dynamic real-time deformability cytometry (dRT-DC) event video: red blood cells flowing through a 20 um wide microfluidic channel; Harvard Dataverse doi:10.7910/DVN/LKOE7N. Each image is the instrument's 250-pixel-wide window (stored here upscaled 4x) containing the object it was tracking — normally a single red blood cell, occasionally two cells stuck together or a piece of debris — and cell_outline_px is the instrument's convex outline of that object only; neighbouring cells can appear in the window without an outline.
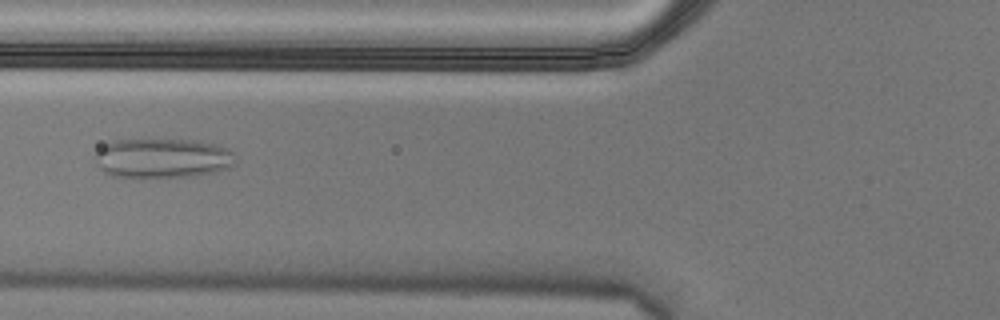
{"species": "Egyptian fruit bat (a non-hibernating species)", "species_latin": "Rousettus aegyptiacus", "temperature_condition": "cold", "stored_images_in_passage": 46, "camera_frame_rate_fps": 3000, "um_per_image_px": 0.085, "animal": {"sex": "male"}, "frame": {"image": 1, "passage_image": 13, "time_ms": 4.0, "image_size_px": [1000, 320], "cell_outline_px": [[236, 164], [228, 168], [196, 176], [140, 180], [112, 176], [104, 172], [100, 168], [96, 160], [96, 152], [104, 144], [112, 140], [140, 136], [192, 140], [216, 144], [228, 148], [232, 152]], "centroid_in_image_um": [13.75, 13.43], "position_along_channel_um": 112.0, "area_um2": 34.39}}
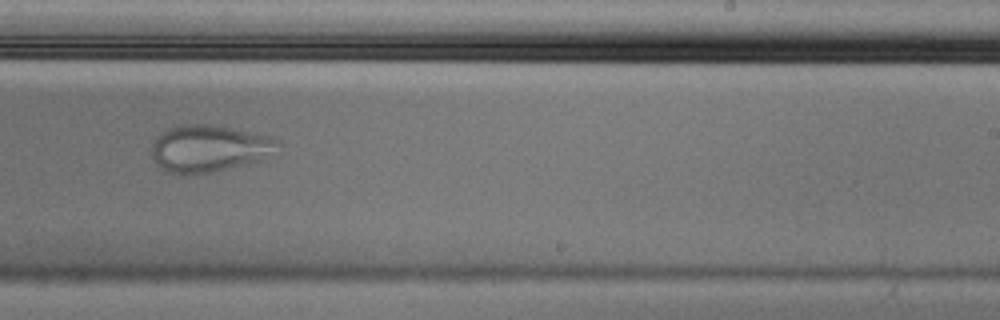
{"frame": {"image": 2, "passage_image": 26, "time_ms": 8.333, "image_size_px": [1000, 320], "cell_outline_px": [[280, 144], [260, 160], [248, 164], [212, 172], [180, 176], [168, 172], [160, 168], [156, 164], [152, 156], [152, 144], [168, 128], [180, 124], [212, 124], [268, 136], [280, 140]], "centroid_in_image_um": [17.72, 12.64], "position_along_channel_um": 271.3, "area_um2": 34.39}}